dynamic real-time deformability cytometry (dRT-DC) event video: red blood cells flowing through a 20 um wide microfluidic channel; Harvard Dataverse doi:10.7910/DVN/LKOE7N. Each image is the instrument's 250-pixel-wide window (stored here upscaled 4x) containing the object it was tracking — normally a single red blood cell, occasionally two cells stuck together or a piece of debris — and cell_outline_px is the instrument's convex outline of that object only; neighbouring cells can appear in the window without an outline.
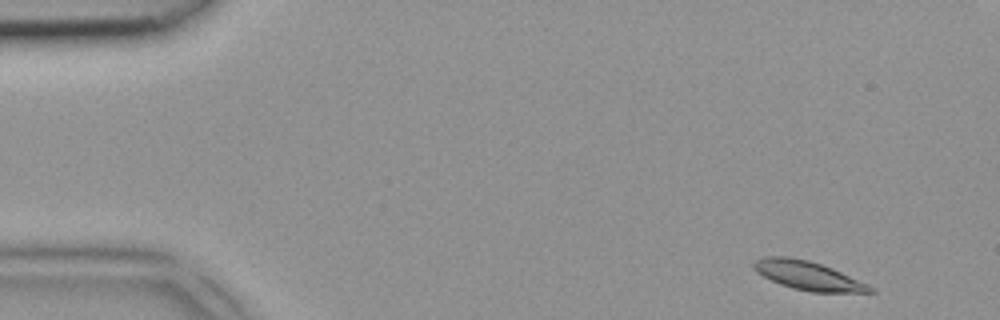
{"species": "common noctule bat (a hibernating species)", "species_latin": "Nyctalus noctula", "temperature_condition": "room temperature", "stored_images_in_passage": 5, "camera_frame_rate_fps": 3000, "um_per_image_px": 0.085, "animal": {"sex": "female", "body_mass_g": 18.4}, "frame": {"image": 1, "passage_image": 1, "time_ms": 0.0, "image_size_px": [1000, 320], "cell_outline_px": [[876, 292], [812, 292], [792, 288], [780, 284], [756, 272], [752, 268], [752, 264], [756, 260], [764, 256], [788, 256], [808, 260], [832, 268], [868, 284], [876, 288]], "centroid_in_image_um": [68.68, 23.42], "position_along_channel_um": 16.3, "area_um2": 19.48}}
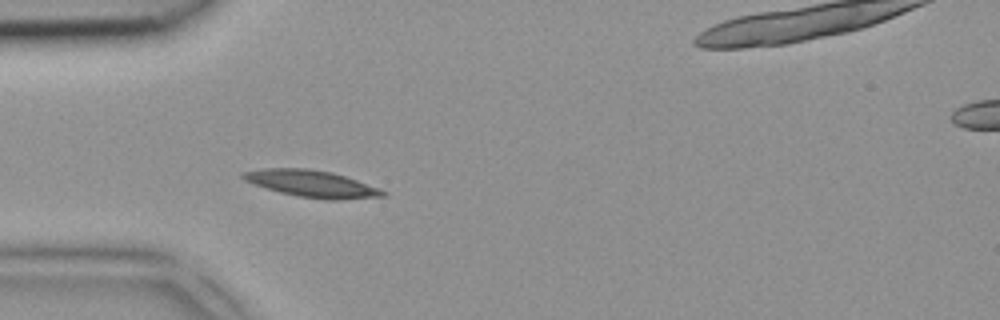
{"frame": {"image": 2, "passage_image": 4, "time_ms": 1.0, "image_size_px": [1000, 320], "cell_outline_px": [[388, 196], [340, 200], [324, 200], [300, 196], [280, 192], [244, 180], [240, 176], [240, 172], [264, 168], [308, 168], [332, 172], [380, 188], [388, 192]], "centroid_in_image_um": [26.54, 15.62], "position_along_channel_um": 58.5, "area_um2": 21.91}}